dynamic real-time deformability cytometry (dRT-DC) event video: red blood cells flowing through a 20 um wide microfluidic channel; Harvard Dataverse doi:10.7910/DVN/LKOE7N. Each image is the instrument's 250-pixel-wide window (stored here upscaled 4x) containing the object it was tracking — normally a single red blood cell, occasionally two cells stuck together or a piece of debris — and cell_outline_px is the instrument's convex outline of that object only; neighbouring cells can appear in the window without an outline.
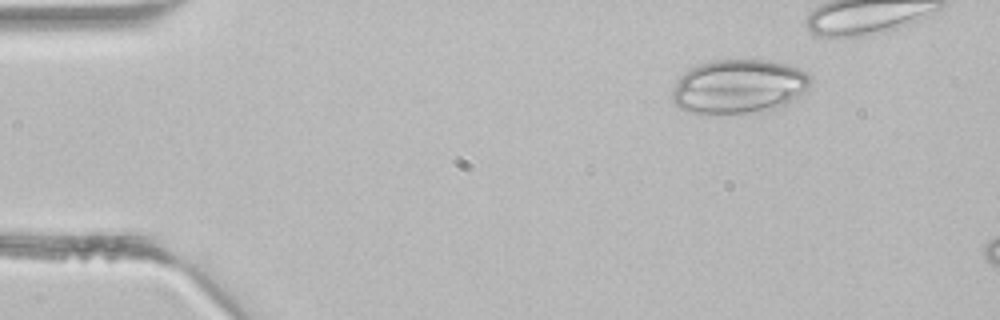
{"species": "common noctule bat (a hibernating species)", "species_latin": "Nyctalus noctula", "temperature_condition": "room temperature", "stored_images_in_passage": 2, "camera_frame_rate_fps": 3000, "um_per_image_px": 0.085, "animal": {"sex": "male", "body_mass_g": 21.5, "forearm_length_mm": 52.0}, "frame": {"image": 1, "passage_image": 2, "time_ms": 0.333, "image_size_px": [1000, 320], "cell_outline_px": [[812, 80], [808, 92], [804, 96], [784, 108], [704, 116], [688, 112], [680, 108], [672, 100], [672, 92], [676, 84], [692, 68], [700, 64], [712, 60], [768, 60], [788, 64], [800, 68], [808, 72], [812, 76]], "centroid_in_image_um": [62.92, 7.39], "position_along_channel_um": 22.1, "area_um2": 44.56}}